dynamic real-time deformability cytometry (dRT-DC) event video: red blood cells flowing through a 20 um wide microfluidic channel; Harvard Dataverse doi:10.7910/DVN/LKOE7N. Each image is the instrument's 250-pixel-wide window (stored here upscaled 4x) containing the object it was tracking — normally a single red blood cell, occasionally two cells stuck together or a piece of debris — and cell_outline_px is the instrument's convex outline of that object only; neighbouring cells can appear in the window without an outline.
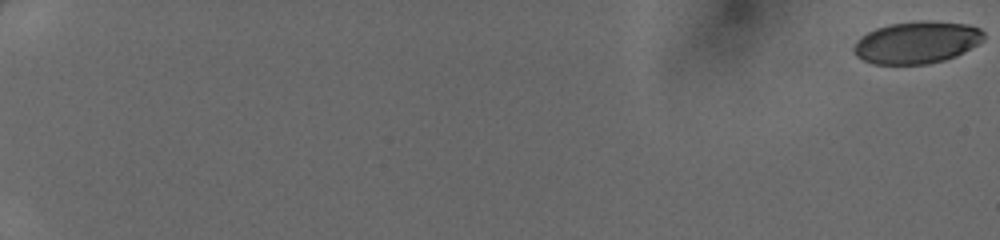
{"species": "human", "species_latin": "Homo sapiens", "temperature_condition": "cold", "stored_images_in_passage": 51, "camera_frame_rate_fps": 3000, "um_per_image_px": 0.085, "donor": {"sex": "female"}, "frame": {"image": 1, "passage_image": 1, "time_ms": 0.0, "image_size_px": [1000, 240], "cell_outline_px": [[984, 40], [964, 52], [956, 56], [944, 60], [928, 64], [872, 64], [856, 56], [852, 52], [852, 48], [856, 40], [868, 32], [876, 28], [888, 24], [920, 20], [928, 20], [968, 24], [980, 28], [984, 32]], "centroid_in_image_um": [77.92, 3.6], "position_along_channel_um": 7.1, "area_um2": 32.25}}
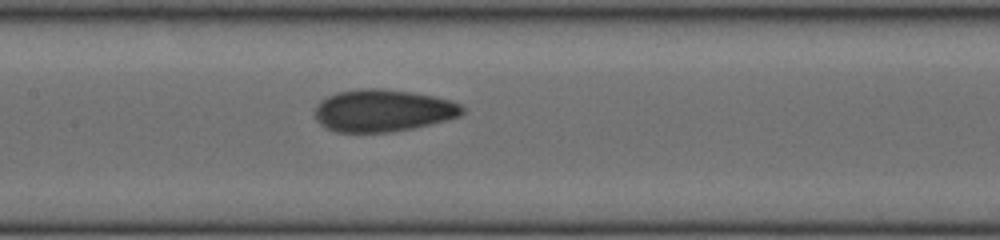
{"frame": {"image": 2, "passage_image": 29, "time_ms": 9.333, "image_size_px": [1000, 240], "cell_outline_px": [[464, 112], [460, 116], [412, 128], [388, 132], [336, 132], [320, 124], [316, 120], [316, 104], [320, 100], [336, 92], [356, 88], [384, 88], [412, 92], [452, 100], [464, 104]], "centroid_in_image_um": [32.55, 9.38], "position_along_channel_um": 174.9, "area_um2": 36.41}}
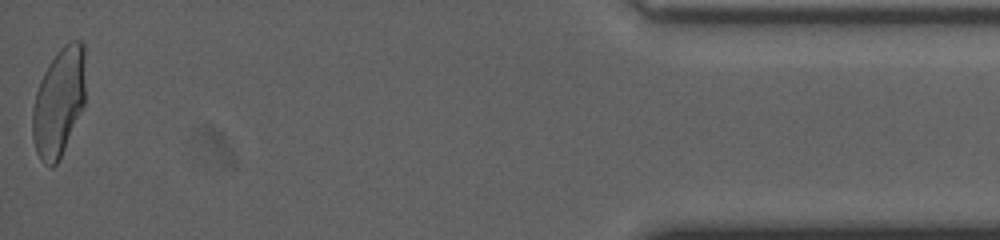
{"frame": {"image": 3, "passage_image": 51, "time_ms": 16.667, "image_size_px": [1000, 240], "cell_outline_px": [[84, 104], [64, 148], [56, 164], [52, 168], [40, 160], [36, 152], [32, 136], [32, 112], [36, 92], [40, 80], [48, 64], [56, 52], [68, 40], [80, 40], [84, 44]], "centroid_in_image_um": [4.98, 8.64], "position_along_channel_um": 430.2, "area_um2": 33.29}}